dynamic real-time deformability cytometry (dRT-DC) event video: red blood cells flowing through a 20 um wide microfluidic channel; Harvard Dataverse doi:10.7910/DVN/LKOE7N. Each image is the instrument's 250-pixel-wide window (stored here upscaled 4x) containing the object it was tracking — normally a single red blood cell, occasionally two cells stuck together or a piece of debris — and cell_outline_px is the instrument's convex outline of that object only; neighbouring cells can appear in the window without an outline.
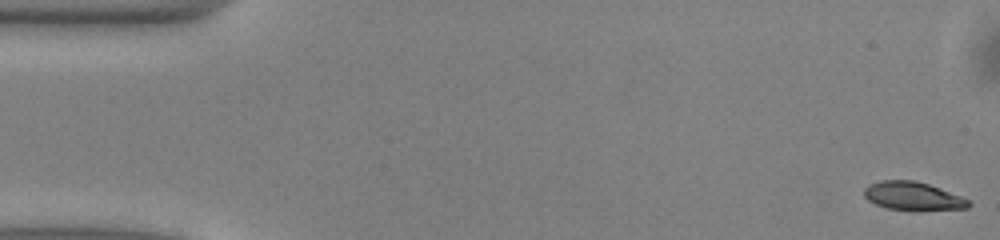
{"species": "common noctule bat (a hibernating species)", "species_latin": "Nyctalus noctula", "temperature_condition": "warm", "stored_images_in_passage": 51, "camera_frame_rate_fps": 3000, "um_per_image_px": 0.085, "animal": {"sex": "male", "body_mass_g": 13.0, "forearm_length_mm": 53.1}, "frame": {"image": 1, "passage_image": 1, "time_ms": 0.0, "image_size_px": [1000, 240], "cell_outline_px": [[972, 204], [968, 208], [888, 208], [876, 204], [868, 200], [864, 196], [864, 188], [868, 184], [880, 180], [916, 180], [940, 188], [960, 196], [968, 200]], "centroid_in_image_um": [77.53, 16.61], "position_along_channel_um": 7.5, "area_um2": 16.53}}
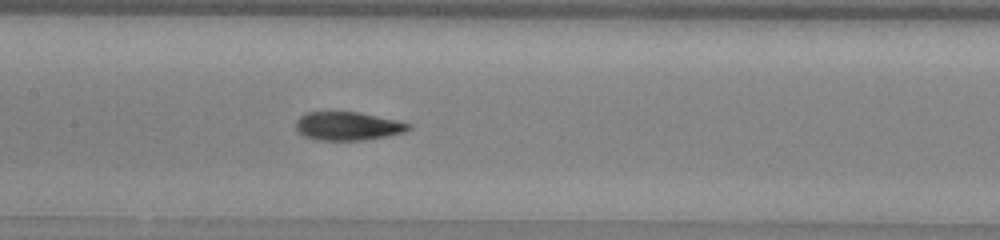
{"frame": {"image": 2, "passage_image": 24, "time_ms": 7.667, "image_size_px": [1000, 240], "cell_outline_px": [[412, 128], [404, 132], [364, 140], [316, 140], [304, 136], [296, 128], [296, 120], [300, 116], [308, 112], [360, 112], [396, 120], [412, 124]], "centroid_in_image_um": [29.57, 10.71], "position_along_channel_um": 177.8, "area_um2": 18.61}}
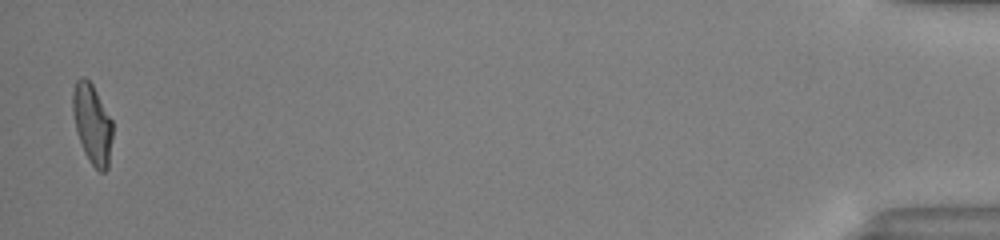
{"frame": {"image": 3, "passage_image": 50, "time_ms": 16.333, "image_size_px": [1000, 240], "cell_outline_px": [[112, 136], [108, 168], [104, 172], [100, 172], [92, 164], [84, 152], [76, 128], [72, 112], [72, 92], [76, 80], [80, 76], [84, 76], [92, 84], [112, 120]], "centroid_in_image_um": [7.83, 10.5], "position_along_channel_um": 427.4, "area_um2": 18.38}, "authors_computed_cell_mechanics": {"area_um2": 18.4382, "velocity_mm_per_s": 4.0278, "shape_relaxation_time_tau1_ms": 3.9952, "shape_relaxation_time_tau2_ms": 1.867, "deformation_change_tau1": 0.1671, "deformation_change_tau2": 0.0878}}